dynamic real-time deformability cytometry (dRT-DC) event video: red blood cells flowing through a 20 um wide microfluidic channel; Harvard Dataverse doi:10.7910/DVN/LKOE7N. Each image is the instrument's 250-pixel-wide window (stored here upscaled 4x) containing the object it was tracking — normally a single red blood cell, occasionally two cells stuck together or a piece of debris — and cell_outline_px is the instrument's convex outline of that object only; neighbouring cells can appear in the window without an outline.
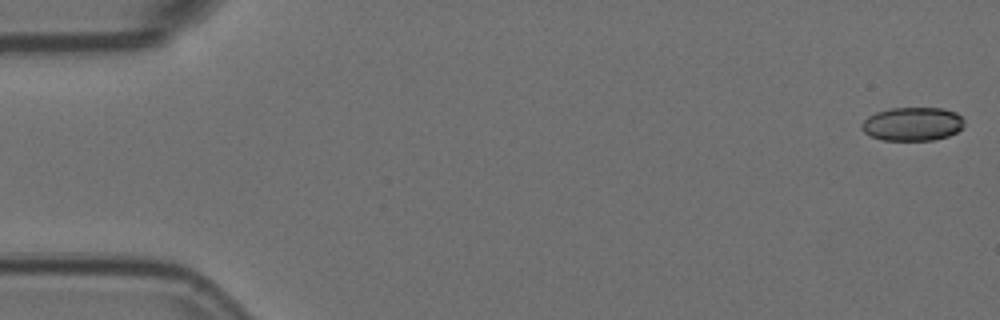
{"species": "Egyptian fruit bat (a non-hibernating species)", "species_latin": "Rousettus aegyptiacus", "temperature_condition": "room temperature", "stored_images_in_passage": 6, "camera_frame_rate_fps": 3000, "um_per_image_px": 0.085, "animal": {"sex": "female"}, "frame": {"image": 1, "passage_image": 1, "time_ms": 0.0, "image_size_px": [1000, 320], "cell_outline_px": [[964, 128], [948, 136], [932, 140], [880, 140], [864, 132], [860, 128], [860, 124], [868, 116], [876, 112], [892, 108], [940, 108], [956, 112], [964, 120]], "centroid_in_image_um": [77.56, 10.54], "position_along_channel_um": 7.4, "area_um2": 20.17}}